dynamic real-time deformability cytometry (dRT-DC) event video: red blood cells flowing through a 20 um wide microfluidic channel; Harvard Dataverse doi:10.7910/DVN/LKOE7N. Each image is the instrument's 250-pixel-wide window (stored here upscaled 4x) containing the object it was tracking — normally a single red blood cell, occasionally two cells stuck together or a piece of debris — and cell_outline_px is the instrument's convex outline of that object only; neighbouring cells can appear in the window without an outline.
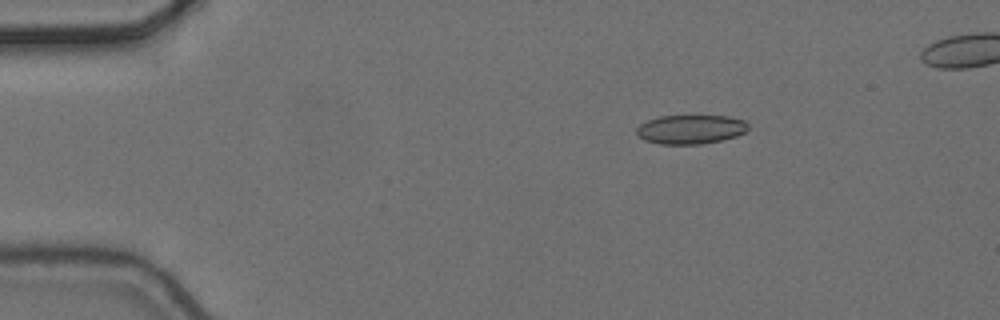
{"species": "common noctule bat (a hibernating species)", "species_latin": "Nyctalus noctula", "temperature_condition": "cold", "stored_images_in_passage": 5, "camera_frame_rate_fps": 3000, "um_per_image_px": 0.085, "animal": {"sex": "female", "body_mass_g": 24.6, "forearm_length_mm": 56.2}, "frame": {"image": 1, "passage_image": 2, "time_ms": 0.333, "image_size_px": [1000, 320], "cell_outline_px": [[748, 128], [744, 132], [736, 136], [720, 140], [700, 144], [660, 144], [644, 140], [636, 132], [636, 128], [640, 124], [648, 120], [660, 116], [728, 116], [744, 120], [748, 124]], "centroid_in_image_um": [58.69, 10.99], "position_along_channel_um": 26.3, "area_um2": 18.79}}